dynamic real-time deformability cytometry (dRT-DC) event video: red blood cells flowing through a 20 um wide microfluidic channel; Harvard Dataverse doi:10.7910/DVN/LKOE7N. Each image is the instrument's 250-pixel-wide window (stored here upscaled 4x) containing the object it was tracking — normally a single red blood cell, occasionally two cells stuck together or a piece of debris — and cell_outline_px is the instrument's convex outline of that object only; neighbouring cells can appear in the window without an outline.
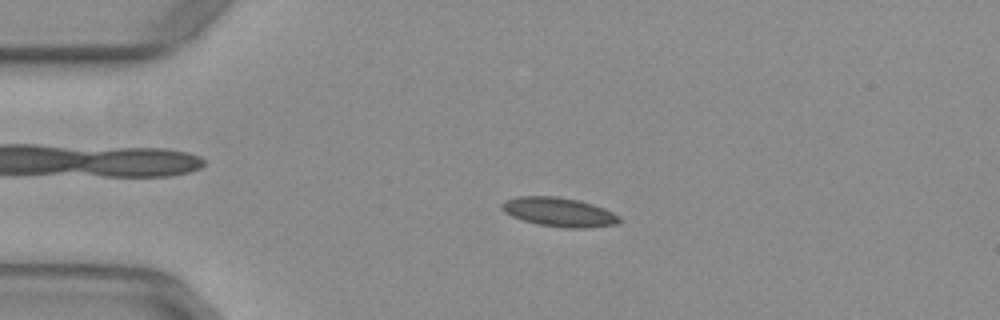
{"species": "common noctule bat (a hibernating species)", "species_latin": "Nyctalus noctula", "temperature_condition": "warm", "stored_images_in_passage": 53, "camera_frame_rate_fps": 3000, "um_per_image_px": 0.085, "animal": {"sex": "female", "body_mass_g": 29.2, "forearm_length_mm": 56.3}, "frame": {"image": 1, "passage_image": 13, "time_ms": 4.0, "image_size_px": [1000, 320], "cell_outline_px": [[620, 220], [616, 224], [588, 228], [564, 228], [540, 224], [524, 220], [512, 216], [504, 212], [500, 208], [500, 204], [504, 200], [516, 196], [556, 196], [580, 200], [604, 208], [620, 216]], "centroid_in_image_um": [47.49, 18.01], "position_along_channel_um": 37.5, "area_um2": 20.0}}
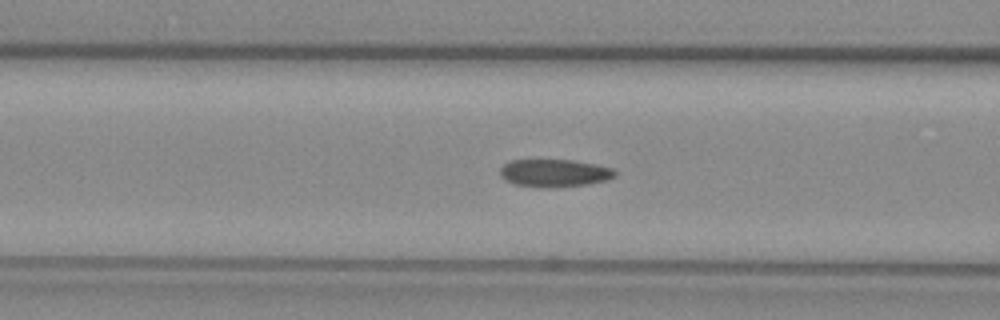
{"frame": {"image": 2, "passage_image": 22, "time_ms": 7.0, "image_size_px": [1000, 320], "cell_outline_px": [[616, 176], [608, 180], [588, 184], [552, 188], [544, 188], [512, 184], [504, 180], [500, 176], [500, 168], [508, 160], [572, 160], [596, 164], [612, 168], [616, 172]], "centroid_in_image_um": [47.1, 14.72], "position_along_channel_um": 119.5, "area_um2": 18.84}}
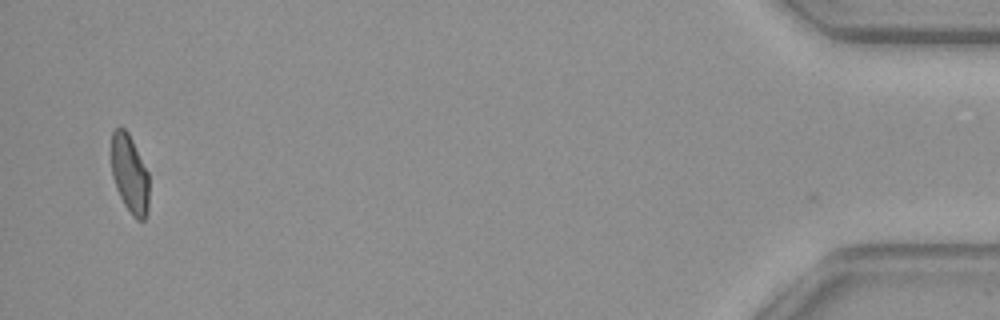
{"frame": {"image": 3, "passage_image": 52, "time_ms": 17.0, "image_size_px": [1000, 320], "cell_outline_px": [[148, 208], [144, 220], [136, 220], [132, 216], [124, 204], [116, 188], [112, 176], [112, 132], [120, 124], [128, 132], [148, 172]], "centroid_in_image_um": [11.02, 14.78], "position_along_channel_um": 424.2, "area_um2": 17.17}, "authors_computed_cell_mechanics": {"area_um2": 18.785, "velocity_mm_per_s": 3.938, "shape_relaxation_time_tau1_ms": 9.657, "shape_relaxation_time_tau2_ms": 2.2896, "deformation_change_tau1": 0.1802, "deformation_change_tau2": 0.068}}